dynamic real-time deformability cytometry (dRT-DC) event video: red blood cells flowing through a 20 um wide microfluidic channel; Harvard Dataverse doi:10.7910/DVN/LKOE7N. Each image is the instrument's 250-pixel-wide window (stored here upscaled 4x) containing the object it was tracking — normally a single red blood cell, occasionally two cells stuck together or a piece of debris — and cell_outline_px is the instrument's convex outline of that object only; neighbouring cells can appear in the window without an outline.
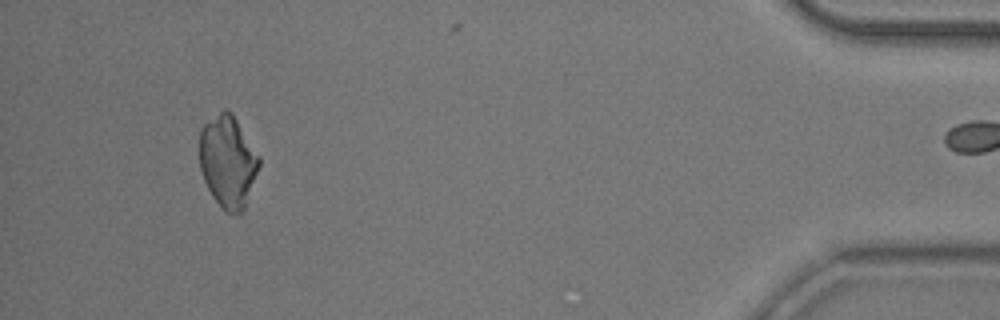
{"species": "common noctule bat (a hibernating species)", "species_latin": "Nyctalus noctula", "temperature_condition": "room temperature", "stored_images_in_passage": 50, "camera_frame_rate_fps": 3000, "um_per_image_px": 0.085, "animal": {"sex": "male", "body_mass_g": 20.5, "forearm_length_mm": 52.5}, "frame": {"image": 1, "passage_image": 49, "time_ms": 16.0, "image_size_px": [1000, 320], "cell_outline_px": [[260, 164], [244, 208], [240, 216], [224, 212], [212, 196], [204, 180], [200, 168], [200, 128], [204, 124], [224, 108], [232, 112], [260, 156]], "centroid_in_image_um": [19.37, 13.74], "position_along_channel_um": 415.8, "area_um2": 32.08}}